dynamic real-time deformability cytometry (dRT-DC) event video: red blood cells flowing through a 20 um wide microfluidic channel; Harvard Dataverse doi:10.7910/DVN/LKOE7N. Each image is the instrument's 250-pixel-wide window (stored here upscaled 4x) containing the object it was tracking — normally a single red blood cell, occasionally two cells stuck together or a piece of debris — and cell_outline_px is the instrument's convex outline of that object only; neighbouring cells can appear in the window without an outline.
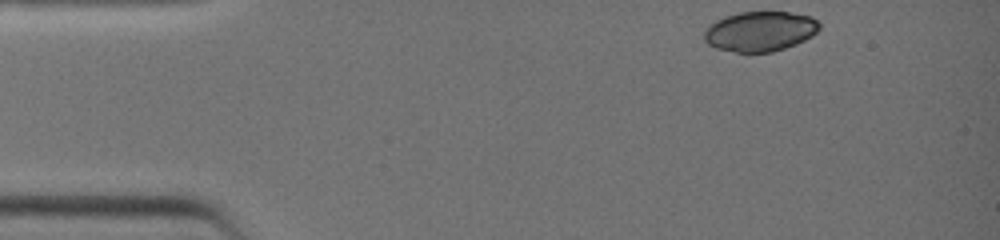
{"species": "common noctule bat (a hibernating species)", "species_latin": "Nyctalus noctula", "temperature_condition": "warm", "stored_images_in_passage": 31, "camera_frame_rate_fps": 3000, "um_per_image_px": 0.085, "animal": {"sex": "female", "body_mass_g": 19.0, "forearm_length_mm": 51.5}, "frame": {"image": 1, "passage_image": 1, "time_ms": 0.0, "image_size_px": [1000, 240], "cell_outline_px": [[820, 28], [812, 36], [796, 44], [772, 52], [736, 52], [716, 48], [708, 44], [704, 40], [704, 28], [708, 24], [724, 16], [740, 12], [788, 12], [812, 16], [820, 24]], "centroid_in_image_um": [64.58, 2.66], "position_along_channel_um": 20.4, "area_um2": 26.99}}
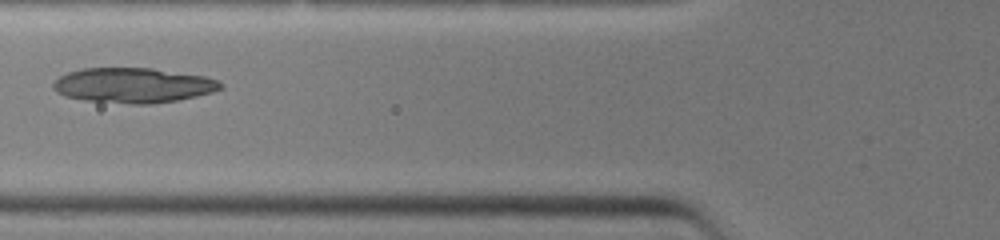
{"frame": {"image": 2, "passage_image": 12, "time_ms": 3.667, "image_size_px": [1000, 240], "cell_outline_px": [[224, 88], [212, 92], [196, 96], [176, 100], [148, 104], [132, 104], [84, 100], [64, 96], [56, 92], [52, 88], [52, 84], [60, 76], [68, 72], [84, 68], [152, 68], [204, 76], [220, 80], [224, 84]], "centroid_in_image_um": [11.33, 7.25], "position_along_channel_um": 114.5, "area_um2": 34.22}}
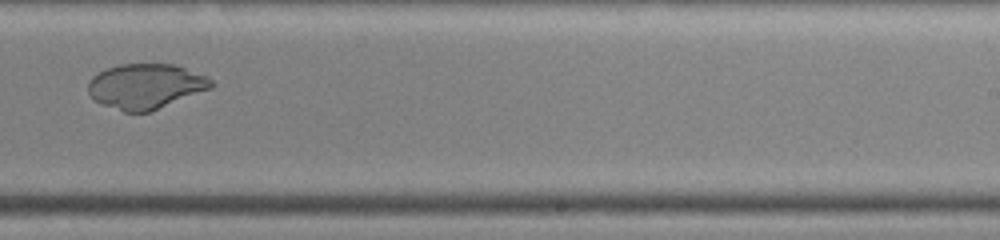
{"frame": {"image": 3, "passage_image": 22, "time_ms": 7.0, "image_size_px": [1000, 240], "cell_outline_px": [[216, 84], [212, 88], [148, 112], [124, 112], [100, 104], [88, 92], [88, 84], [92, 76], [108, 68], [120, 64], [172, 64], [208, 76]], "centroid_in_image_um": [12.39, 7.33], "position_along_channel_um": 276.6, "area_um2": 32.14}}